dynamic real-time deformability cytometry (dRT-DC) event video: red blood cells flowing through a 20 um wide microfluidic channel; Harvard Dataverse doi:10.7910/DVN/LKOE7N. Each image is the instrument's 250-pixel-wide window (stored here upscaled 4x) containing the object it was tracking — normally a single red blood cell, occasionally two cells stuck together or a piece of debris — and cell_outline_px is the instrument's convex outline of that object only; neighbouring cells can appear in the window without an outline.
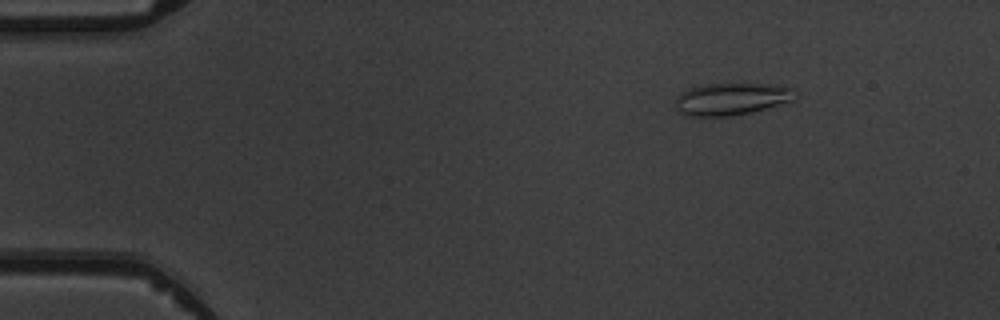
{"species": "common noctule bat (a hibernating species)", "species_latin": "Nyctalus noctula", "temperature_condition": "warm", "stored_images_in_passage": 5, "camera_frame_rate_fps": 3000, "um_per_image_px": 0.085, "animal": {"sex": "male", "body_mass_g": 19.5, "forearm_length_mm": 54.6}, "frame": {"image": 1, "passage_image": 2, "time_ms": 1.0, "image_size_px": [1000, 320], "cell_outline_px": [[792, 100], [752, 112], [732, 116], [684, 116], [676, 108], [672, 100], [680, 92], [688, 88], [708, 84], [776, 84], [792, 88]], "centroid_in_image_um": [62.05, 8.42], "position_along_channel_um": 22.9, "area_um2": 22.43}}
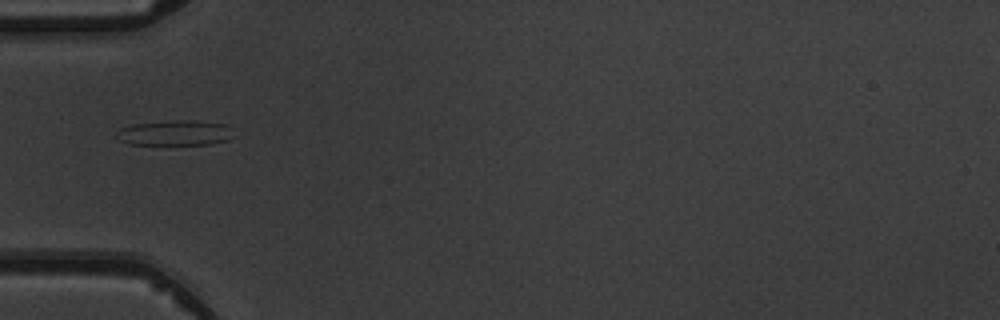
{"frame": {"image": 2, "passage_image": 5, "time_ms": 4.333, "image_size_px": [1000, 320], "cell_outline_px": [[236, 136], [228, 140], [212, 144], [128, 144], [120, 140], [116, 136], [116, 132], [120, 128], [132, 124], [172, 120], [196, 120], [228, 124]], "centroid_in_image_um": [14.93, 11.28], "position_along_channel_um": 70.1, "area_um2": 17.51}}